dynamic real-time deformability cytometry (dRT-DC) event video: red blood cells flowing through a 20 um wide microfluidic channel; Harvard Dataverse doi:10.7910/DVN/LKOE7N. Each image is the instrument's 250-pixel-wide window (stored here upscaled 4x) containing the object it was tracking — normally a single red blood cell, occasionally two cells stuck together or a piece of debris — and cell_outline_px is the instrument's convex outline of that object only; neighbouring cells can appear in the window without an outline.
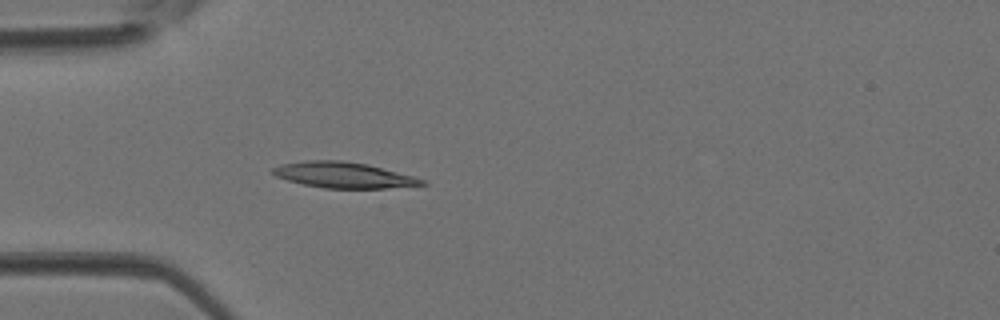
{"species": "Egyptian fruit bat (a non-hibernating species)", "species_latin": "Rousettus aegyptiacus", "temperature_condition": "room temperature", "stored_images_in_passage": 1, "camera_frame_rate_fps": 3000, "um_per_image_px": 0.085, "animal": {"sex": "female"}, "frame": {"image": 1, "passage_image": 1, "time_ms": 0.0, "image_size_px": [1000, 320], "cell_outline_px": [[428, 184], [388, 188], [324, 188], [304, 184], [288, 180], [276, 176], [272, 172], [272, 168], [280, 164], [304, 160], [340, 160], [368, 164], [412, 176], [424, 180]], "centroid_in_image_um": [29.18, 14.87], "position_along_channel_um": 55.8, "area_um2": 22.25}}